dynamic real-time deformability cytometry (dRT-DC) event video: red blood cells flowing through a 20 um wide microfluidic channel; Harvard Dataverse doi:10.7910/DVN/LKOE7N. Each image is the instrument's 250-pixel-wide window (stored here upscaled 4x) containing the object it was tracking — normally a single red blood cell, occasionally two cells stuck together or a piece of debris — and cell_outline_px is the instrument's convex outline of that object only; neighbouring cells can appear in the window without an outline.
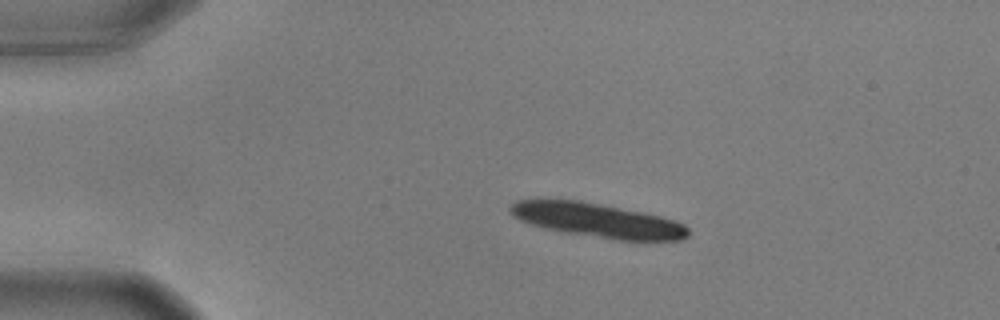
{"species": "common noctule bat (a hibernating species)", "species_latin": "Nyctalus noctula", "temperature_condition": "warm", "stored_images_in_passage": 43, "camera_frame_rate_fps": 3000, "um_per_image_px": 0.085, "animal": {"sex": "male", "body_mass_g": 17.9, "forearm_length_mm": 54.2}, "frame": {"image": 1, "passage_image": 2, "time_ms": 0.333, "image_size_px": [1000, 320], "cell_outline_px": [[688, 236], [684, 240], [620, 240], [568, 232], [544, 228], [520, 220], [512, 216], [508, 212], [508, 208], [516, 200], [580, 200], [644, 212], [676, 220], [684, 224], [688, 228]], "centroid_in_image_um": [50.81, 18.72], "position_along_channel_um": 34.2, "area_um2": 35.2}}
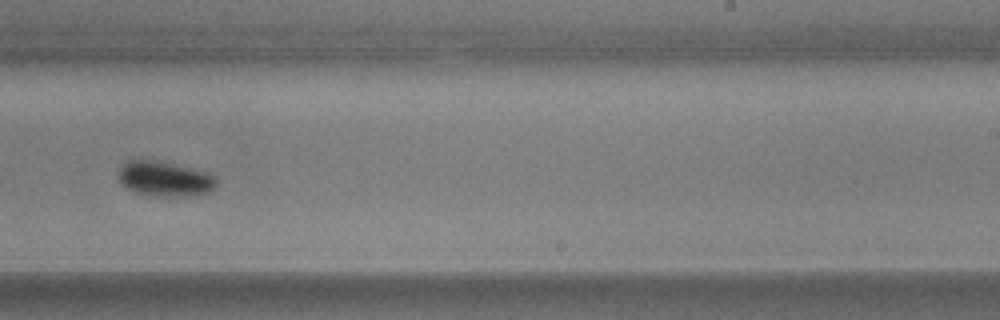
{"frame": {"image": 2, "passage_image": 27, "time_ms": 8.667, "image_size_px": [1000, 320], "cell_outline_px": [[216, 184], [208, 192], [180, 196], [152, 196], [136, 192], [128, 188], [120, 180], [120, 168], [128, 160], [148, 160], [172, 164], [208, 172], [216, 176]], "centroid_in_image_um": [14.02, 15.2], "position_along_channel_um": 275.0, "area_um2": 19.36}}
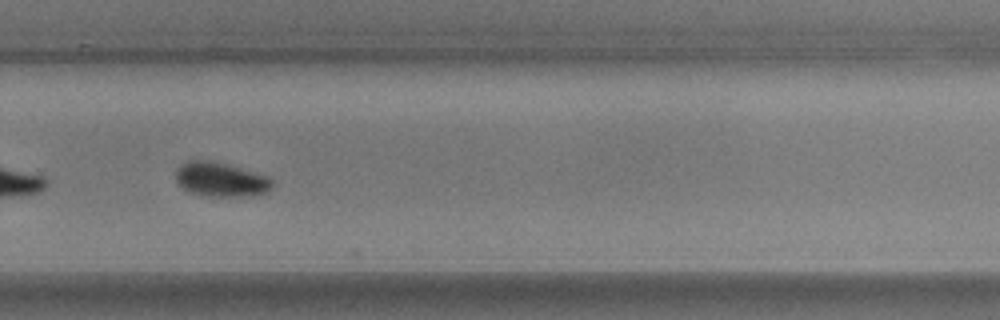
{"frame": {"image": 3, "passage_image": 30, "time_ms": 9.667, "image_size_px": [1000, 320], "cell_outline_px": [[272, 188], [264, 192], [252, 196], [208, 196], [188, 192], [176, 180], [176, 168], [180, 164], [188, 160], [208, 160], [228, 164], [268, 176], [272, 180]], "centroid_in_image_um": [18.74, 15.25], "position_along_channel_um": 311.1, "area_um2": 19.31}, "authors_computed_cell_mechanics": {"area_um2": 19.5364, "velocity_mm_per_s": 3.6076, "shape_relaxation_time_tau1_ms": 2.7554, "shape_relaxation_time_tau2_ms": null, "deformation_change_tau1": 0.0921, "deformation_change_tau2": null}}